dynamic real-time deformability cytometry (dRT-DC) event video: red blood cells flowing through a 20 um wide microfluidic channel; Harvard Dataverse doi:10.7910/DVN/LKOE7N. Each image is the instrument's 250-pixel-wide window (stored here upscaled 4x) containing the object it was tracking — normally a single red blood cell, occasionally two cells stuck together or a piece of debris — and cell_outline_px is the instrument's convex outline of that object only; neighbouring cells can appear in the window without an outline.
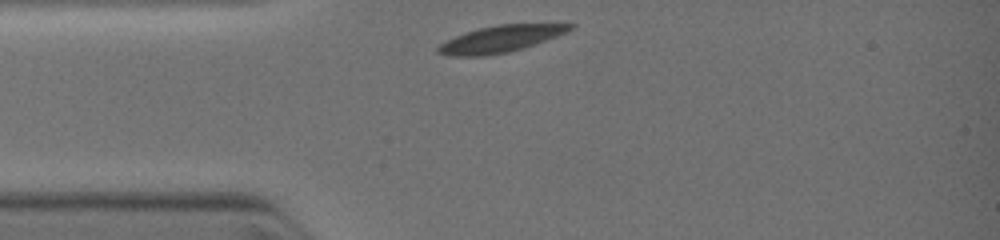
{"species": "common noctule bat (a hibernating species)", "species_latin": "Nyctalus noctula", "temperature_condition": "warm", "stored_images_in_passage": 3, "camera_frame_rate_fps": 3000, "um_per_image_px": 0.085, "animal": {"sex": "female", "body_mass_g": 19.0, "forearm_length_mm": 51.5}, "frame": {"image": 1, "passage_image": 1, "time_ms": 0.0, "image_size_px": [1000, 240], "cell_outline_px": [[576, 24], [572, 28], [556, 36], [508, 52], [484, 56], [448, 56], [436, 52], [436, 48], [440, 44], [464, 32], [476, 28], [496, 24]], "centroid_in_image_um": [42.45, 3.31], "position_along_channel_um": 42.6, "area_um2": 20.17}}